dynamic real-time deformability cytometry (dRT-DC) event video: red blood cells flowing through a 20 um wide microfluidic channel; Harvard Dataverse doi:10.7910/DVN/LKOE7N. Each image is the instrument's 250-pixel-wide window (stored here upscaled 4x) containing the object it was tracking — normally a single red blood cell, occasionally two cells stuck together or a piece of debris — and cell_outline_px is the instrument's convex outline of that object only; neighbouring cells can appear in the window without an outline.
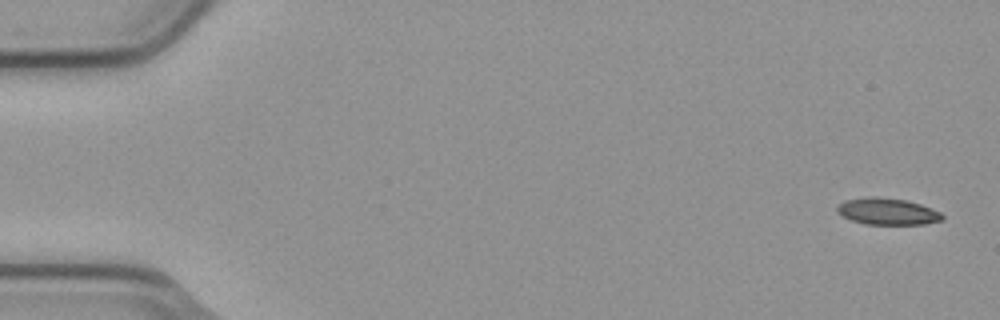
{"species": "common noctule bat (a hibernating species)", "species_latin": "Nyctalus noctula", "temperature_condition": "cold", "stored_images_in_passage": 4, "camera_frame_rate_fps": 3000, "um_per_image_px": 0.085, "animal": {"sex": "male", "body_mass_g": 23.1, "forearm_length_mm": 52.7}, "frame": {"image": 1, "passage_image": 1, "time_ms": 0.0, "image_size_px": [1000, 320], "cell_outline_px": [[944, 220], [924, 224], [864, 224], [852, 220], [836, 212], [836, 208], [844, 200], [868, 196], [876, 196], [908, 200], [932, 208], [940, 212], [944, 216]], "centroid_in_image_um": [75.45, 17.96], "position_along_channel_um": 9.6, "area_um2": 16.47}}